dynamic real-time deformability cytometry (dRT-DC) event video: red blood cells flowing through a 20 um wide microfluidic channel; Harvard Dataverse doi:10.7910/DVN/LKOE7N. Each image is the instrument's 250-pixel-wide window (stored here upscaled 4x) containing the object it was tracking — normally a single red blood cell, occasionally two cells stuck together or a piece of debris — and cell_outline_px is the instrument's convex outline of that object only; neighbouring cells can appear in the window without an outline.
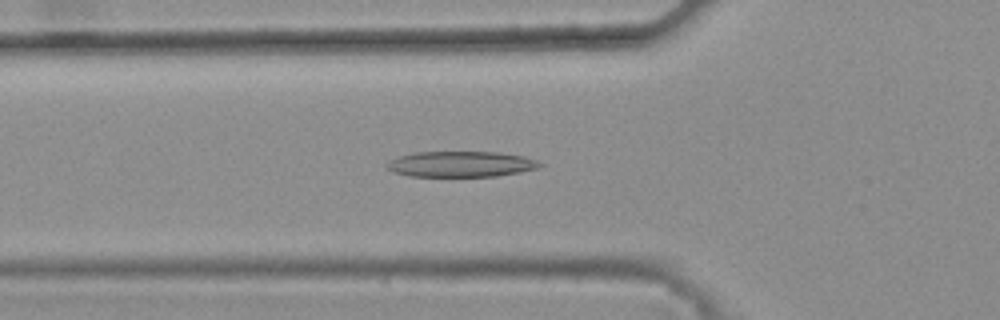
{"species": "common noctule bat (a hibernating species)", "species_latin": "Nyctalus noctula", "temperature_condition": "warm", "stored_images_in_passage": 45, "camera_frame_rate_fps": 3000, "um_per_image_px": 0.085, "animal": {"sex": "female", "body_mass_g": 25.1}, "frame": {"image": 1, "passage_image": 18, "time_ms": 5.667, "image_size_px": [1000, 320], "cell_outline_px": [[544, 164], [536, 168], [520, 172], [496, 176], [408, 176], [392, 172], [384, 164], [400, 156], [412, 152], [496, 152], [524, 156], [536, 160]], "centroid_in_image_um": [39.16, 13.95], "position_along_channel_um": 86.6, "area_um2": 22.83}}
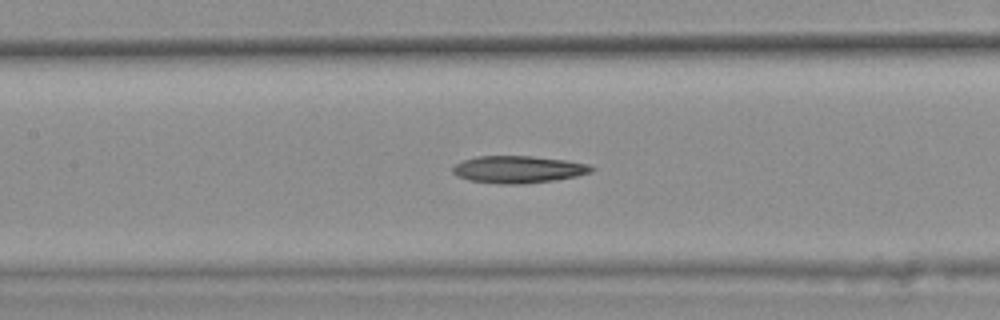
{"frame": {"image": 2, "passage_image": 24, "time_ms": 7.667, "image_size_px": [1000, 320], "cell_outline_px": [[596, 168], [592, 172], [576, 176], [552, 180], [520, 184], [500, 184], [468, 180], [452, 172], [452, 168], [460, 160], [476, 156], [532, 156], [564, 160], [588, 164]], "centroid_in_image_um": [44.03, 14.39], "position_along_channel_um": 163.4, "area_um2": 21.91}}
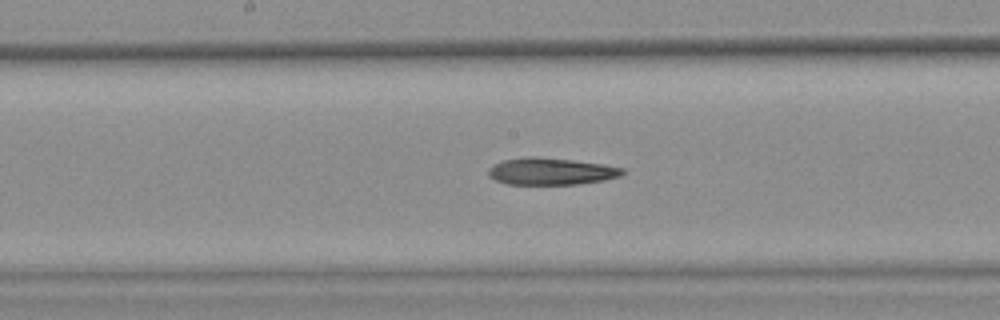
{"frame": {"image": 3, "passage_image": 27, "time_ms": 8.667, "image_size_px": [1000, 320], "cell_outline_px": [[624, 172], [620, 176], [604, 180], [576, 184], [508, 184], [496, 180], [488, 176], [488, 168], [492, 164], [504, 160], [528, 156], [536, 156], [572, 160], [604, 164], [624, 168]], "centroid_in_image_um": [46.81, 14.55], "position_along_channel_um": 201.4, "area_um2": 21.1}}